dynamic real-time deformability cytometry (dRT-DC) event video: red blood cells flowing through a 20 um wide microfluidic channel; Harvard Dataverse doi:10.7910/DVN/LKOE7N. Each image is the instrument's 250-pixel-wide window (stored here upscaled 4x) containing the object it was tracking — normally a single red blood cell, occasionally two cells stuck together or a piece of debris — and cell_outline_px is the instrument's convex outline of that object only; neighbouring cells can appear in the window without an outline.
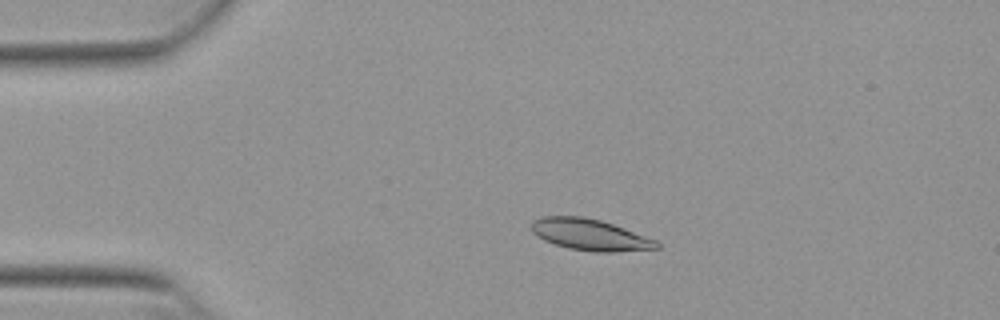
{"species": "Egyptian fruit bat (a non-hibernating species)", "species_latin": "Rousettus aegyptiacus", "temperature_condition": "warm", "stored_images_in_passage": 54, "camera_frame_rate_fps": 3000, "um_per_image_px": 0.085, "animal": {"sex": "female"}, "frame": {"image": 1, "passage_image": 12, "time_ms": 3.667, "image_size_px": [1000, 320], "cell_outline_px": [[660, 248], [616, 252], [592, 252], [568, 248], [544, 240], [536, 236], [532, 232], [532, 220], [540, 216], [584, 216], [600, 220], [624, 228], [656, 240], [660, 244]], "centroid_in_image_um": [50.13, 19.95], "position_along_channel_um": 34.9, "area_um2": 22.95}}
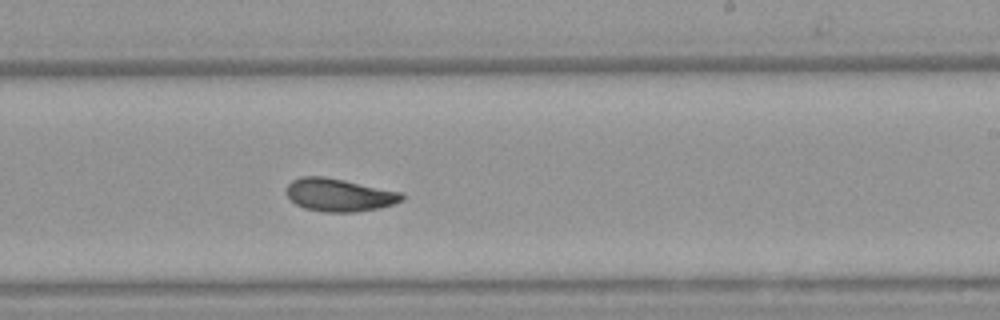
{"frame": {"image": 2, "passage_image": 33, "time_ms": 10.667, "image_size_px": [1000, 320], "cell_outline_px": [[404, 200], [380, 208], [356, 212], [324, 212], [304, 208], [296, 204], [284, 192], [288, 184], [292, 180], [300, 176], [324, 176], [404, 192]], "centroid_in_image_um": [28.84, 16.56], "position_along_channel_um": 260.2, "area_um2": 22.37}}
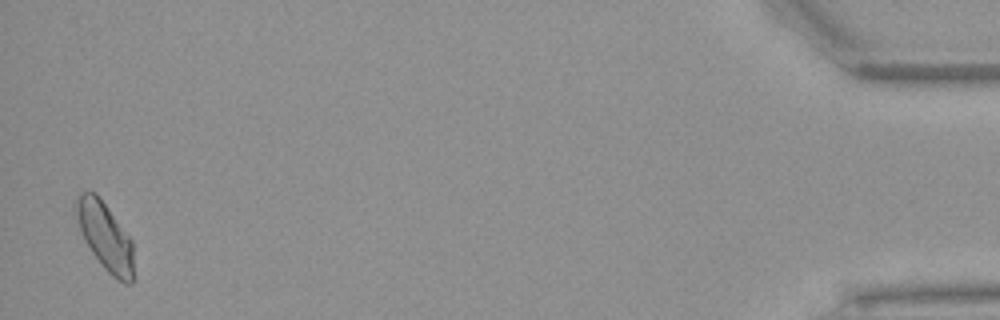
{"frame": {"image": 3, "passage_image": 53, "time_ms": 17.333, "image_size_px": [1000, 320], "cell_outline_px": [[132, 284], [124, 284], [116, 280], [104, 268], [92, 252], [84, 240], [72, 204], [76, 196], [80, 192], [96, 192], [132, 240]], "centroid_in_image_um": [8.9, 20.06], "position_along_channel_um": 426.3, "area_um2": 22.72}, "authors_computed_cell_mechanics": {"area_um2": 22.1952, "velocity_mm_per_s": 3.8313, "shape_relaxation_time_tau1_ms": 5.3346, "shape_relaxation_time_tau2_ms": 1.8975, "deformation_change_tau1": 0.1388, "deformation_change_tau2": 0.066}}